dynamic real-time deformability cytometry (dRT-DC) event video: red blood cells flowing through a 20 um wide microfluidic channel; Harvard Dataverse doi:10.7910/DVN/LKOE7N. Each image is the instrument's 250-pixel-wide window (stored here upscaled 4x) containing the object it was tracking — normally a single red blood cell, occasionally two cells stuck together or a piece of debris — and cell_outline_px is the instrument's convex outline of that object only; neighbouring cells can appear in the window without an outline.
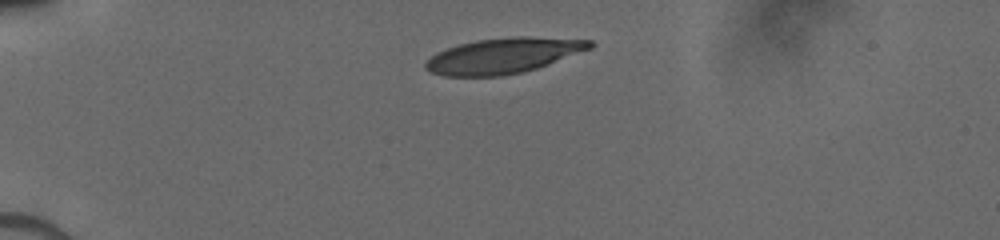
{"species": "human", "species_latin": "Homo sapiens", "temperature_condition": "cold", "stored_images_in_passage": 33, "camera_frame_rate_fps": 3000, "um_per_image_px": 0.085, "donor": {"sex": "male"}, "frame": {"image": 1, "passage_image": 1, "time_ms": 0.0, "image_size_px": [1000, 240], "cell_outline_px": [[596, 44], [592, 48], [548, 64], [524, 72], [504, 76], [444, 76], [432, 72], [424, 68], [424, 64], [436, 52], [460, 44], [476, 40], [520, 36], [592, 40]], "centroid_in_image_um": [42.8, 4.74], "position_along_channel_um": 42.2, "area_um2": 33.76}}
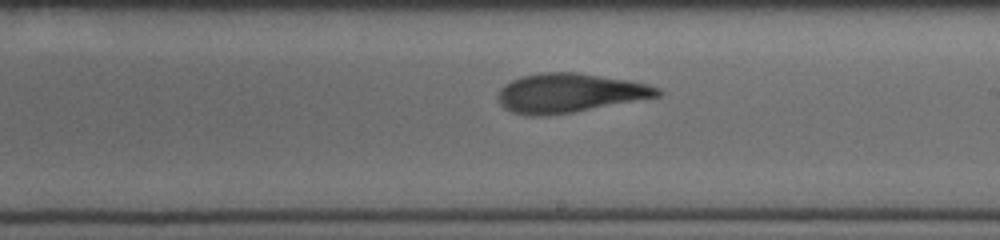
{"frame": {"image": 2, "passage_image": 19, "time_ms": 6.0, "image_size_px": [1000, 240], "cell_outline_px": [[664, 92], [660, 96], [572, 112], [544, 116], [532, 116], [512, 112], [500, 104], [496, 96], [500, 88], [504, 84], [512, 80], [524, 76], [544, 72], [576, 72], [632, 80], [648, 84], [660, 88]], "centroid_in_image_um": [48.42, 7.89], "position_along_channel_um": 240.6, "area_um2": 36.41}}
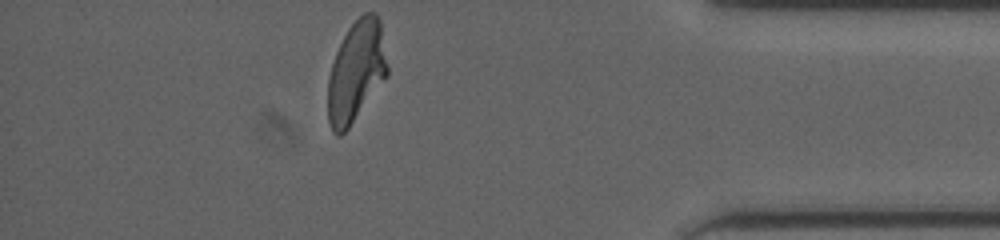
{"frame": {"image": 3, "passage_image": 33, "time_ms": 10.667, "image_size_px": [1000, 240], "cell_outline_px": [[388, 76], [348, 128], [340, 136], [336, 136], [332, 132], [328, 120], [328, 80], [332, 64], [336, 52], [348, 28], [364, 12], [376, 12], [380, 20], [388, 68]], "centroid_in_image_um": [30.28, 6.09], "position_along_channel_um": 404.9, "area_um2": 34.97}}